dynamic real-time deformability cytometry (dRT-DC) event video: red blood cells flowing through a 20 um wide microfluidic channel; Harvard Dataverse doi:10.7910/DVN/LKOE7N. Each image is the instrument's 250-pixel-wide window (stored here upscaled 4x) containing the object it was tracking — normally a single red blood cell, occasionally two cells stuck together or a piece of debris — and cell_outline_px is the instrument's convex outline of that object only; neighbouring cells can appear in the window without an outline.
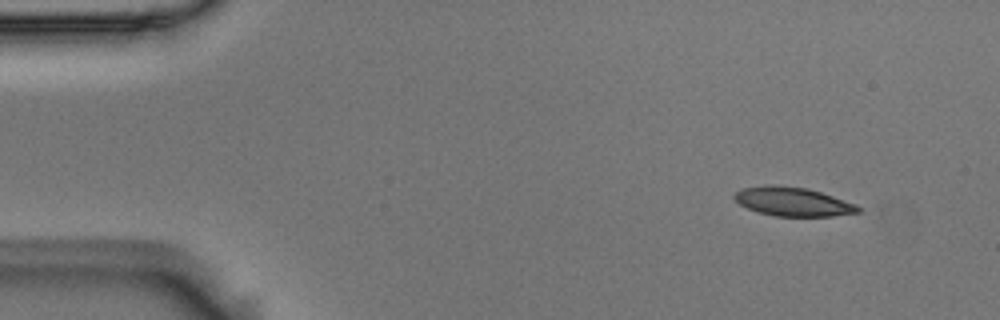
{"species": "Egyptian fruit bat (a non-hibernating species)", "species_latin": "Rousettus aegyptiacus", "temperature_condition": "room temperature", "stored_images_in_passage": 50, "camera_frame_rate_fps": 3000, "um_per_image_px": 0.085, "animal": {"sex": "male"}, "frame": {"image": 1, "passage_image": 1, "time_ms": 0.0, "image_size_px": [1000, 320], "cell_outline_px": [[860, 212], [832, 216], [776, 216], [760, 212], [748, 208], [740, 204], [732, 196], [736, 192], [744, 188], [772, 184], [808, 188], [856, 204], [860, 208]], "centroid_in_image_um": [67.4, 17.13], "position_along_channel_um": 17.6, "area_um2": 20.58}}
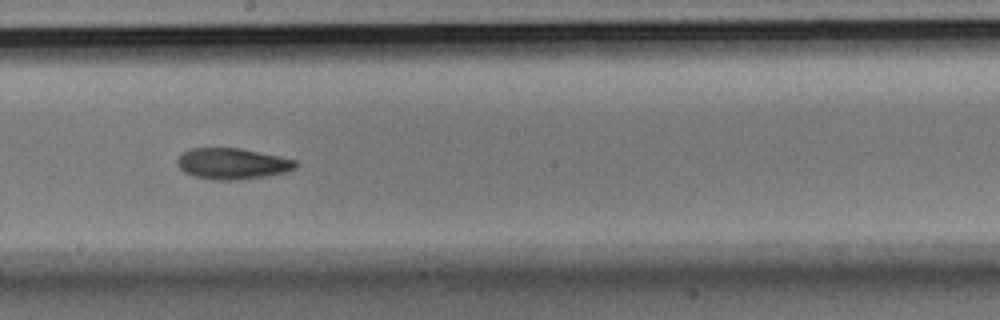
{"frame": {"image": 2, "passage_image": 26, "time_ms": 8.333, "image_size_px": [1000, 320], "cell_outline_px": [[300, 164], [296, 168], [284, 172], [264, 176], [236, 180], [212, 180], [192, 176], [184, 172], [176, 164], [176, 160], [180, 152], [188, 148], [240, 148], [280, 156], [296, 160]], "centroid_in_image_um": [19.7, 13.9], "position_along_channel_um": 228.5, "area_um2": 21.73}}
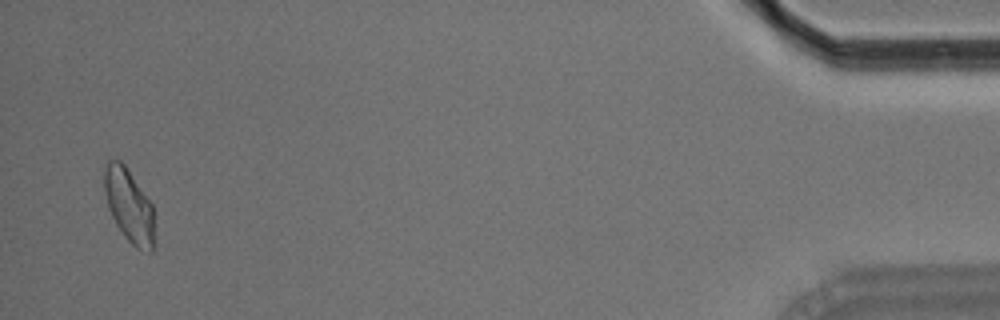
{"frame": {"image": 3, "passage_image": 49, "time_ms": 16.0, "image_size_px": [1000, 320], "cell_outline_px": [[152, 252], [148, 252], [136, 248], [124, 236], [116, 224], [108, 208], [104, 192], [104, 172], [108, 160], [120, 160], [124, 164], [152, 204]], "centroid_in_image_um": [10.93, 17.46], "position_along_channel_um": 424.3, "area_um2": 20.92}, "authors_computed_cell_mechanics": {"area_um2": 21.5016, "velocity_mm_per_s": 3.6462, "shape_relaxation_time_tau1_ms": 6.159, "shape_relaxation_time_tau2_ms": 4.3564, "deformation_change_tau1": 0.138, "deformation_change_tau2": 0.0975}}